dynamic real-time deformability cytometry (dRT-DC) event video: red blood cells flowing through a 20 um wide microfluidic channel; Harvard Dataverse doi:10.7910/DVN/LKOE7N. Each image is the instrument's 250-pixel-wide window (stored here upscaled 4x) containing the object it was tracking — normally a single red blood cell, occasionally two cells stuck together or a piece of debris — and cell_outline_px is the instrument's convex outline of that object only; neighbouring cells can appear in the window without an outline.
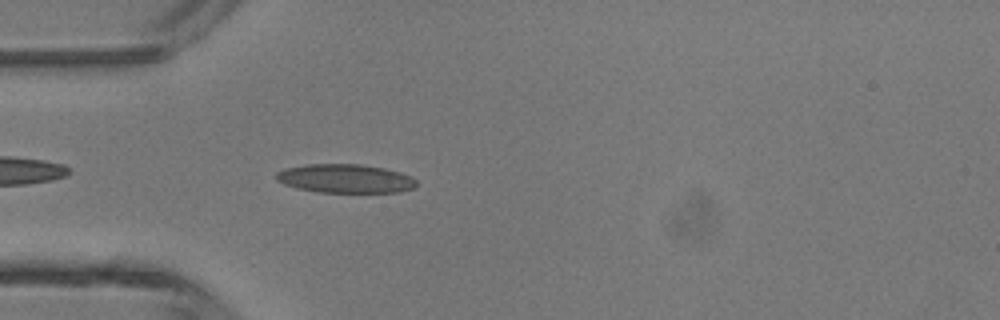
{"species": "common noctule bat (a hibernating species)", "species_latin": "Nyctalus noctula", "temperature_condition": "room temperature", "stored_images_in_passage": 35, "camera_frame_rate_fps": 3000, "um_per_image_px": 0.085, "animal": {"sex": "male", "body_mass_g": 13.3}, "frame": {"image": 1, "passage_image": 2, "time_ms": 0.333, "image_size_px": [1000, 320], "cell_outline_px": [[416, 184], [412, 188], [396, 192], [320, 192], [296, 188], [284, 184], [276, 180], [276, 172], [284, 168], [304, 164], [360, 164], [384, 168], [400, 172], [412, 176], [416, 180]], "centroid_in_image_um": [29.31, 15.17], "position_along_channel_um": 55.7, "area_um2": 23.52}}
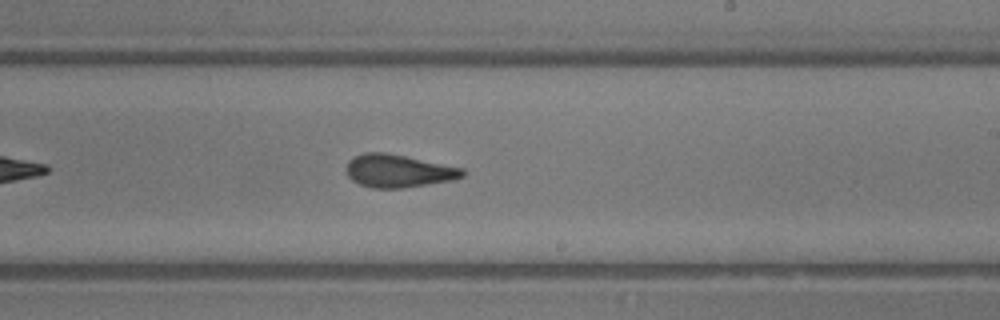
{"frame": {"image": 2, "passage_image": 16, "time_ms": 5.0, "image_size_px": [1000, 320], "cell_outline_px": [[464, 176], [452, 180], [404, 188], [372, 188], [360, 184], [352, 180], [348, 176], [348, 160], [364, 152], [384, 152], [464, 168]], "centroid_in_image_um": [33.87, 14.53], "position_along_channel_um": 255.1, "area_um2": 22.02}}
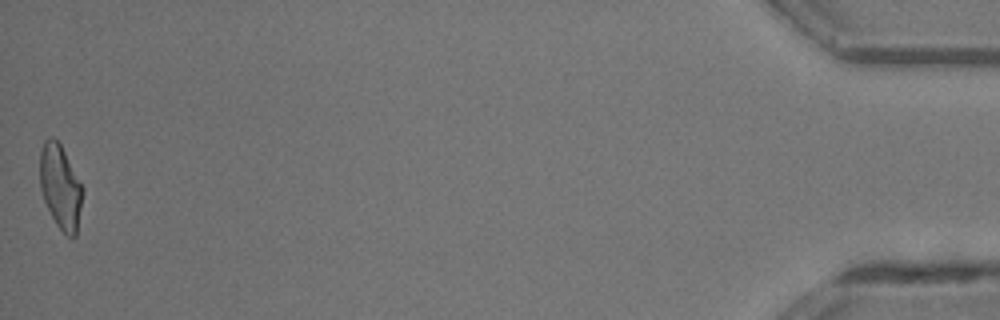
{"frame": {"image": 3, "passage_image": 35, "time_ms": 11.333, "image_size_px": [1000, 320], "cell_outline_px": [[84, 188], [76, 236], [68, 236], [56, 224], [44, 200], [40, 188], [40, 152], [44, 140], [48, 136], [52, 136], [60, 144]], "centroid_in_image_um": [5.13, 15.86], "position_along_channel_um": 430.1, "area_um2": 20.81}, "authors_computed_cell_mechanics": {"area_um2": 22.0218, "velocity_mm_per_s": 4.3773, "shape_relaxation_time_tau1_ms": 4.9416, "shape_relaxation_time_tau2_ms": 1.9619, "deformation_change_tau1": 0.1594, "deformation_change_tau2": 0.1024}}